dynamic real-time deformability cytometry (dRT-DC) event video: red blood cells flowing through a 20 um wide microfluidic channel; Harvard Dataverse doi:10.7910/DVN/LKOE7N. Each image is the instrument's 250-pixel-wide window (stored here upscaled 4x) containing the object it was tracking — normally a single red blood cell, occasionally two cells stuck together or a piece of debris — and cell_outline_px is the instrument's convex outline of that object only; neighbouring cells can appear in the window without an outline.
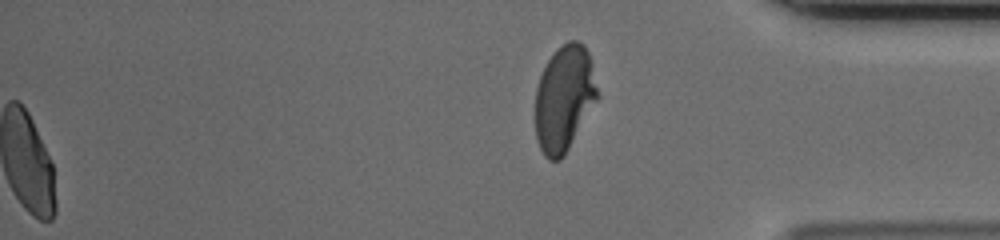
{"species": "human", "species_latin": "Homo sapiens", "temperature_condition": "cold", "stored_images_in_passage": 49, "segment_of_instrument_passage": [2, 2], "camera_frame_rate_fps": 3000, "um_per_image_px": 0.085, "donor": {"sex": "male"}, "frame": {"image": 1, "passage_image": 49, "time_ms": 16.0, "image_size_px": [1000, 240], "cell_outline_px": [[600, 96], [564, 156], [560, 160], [548, 160], [544, 156], [536, 140], [536, 88], [540, 76], [548, 60], [556, 48], [568, 40], [576, 40], [584, 44], [588, 52], [592, 64]], "centroid_in_image_um": [47.97, 8.36], "position_along_channel_um": 387.2, "area_um2": 38.67}}